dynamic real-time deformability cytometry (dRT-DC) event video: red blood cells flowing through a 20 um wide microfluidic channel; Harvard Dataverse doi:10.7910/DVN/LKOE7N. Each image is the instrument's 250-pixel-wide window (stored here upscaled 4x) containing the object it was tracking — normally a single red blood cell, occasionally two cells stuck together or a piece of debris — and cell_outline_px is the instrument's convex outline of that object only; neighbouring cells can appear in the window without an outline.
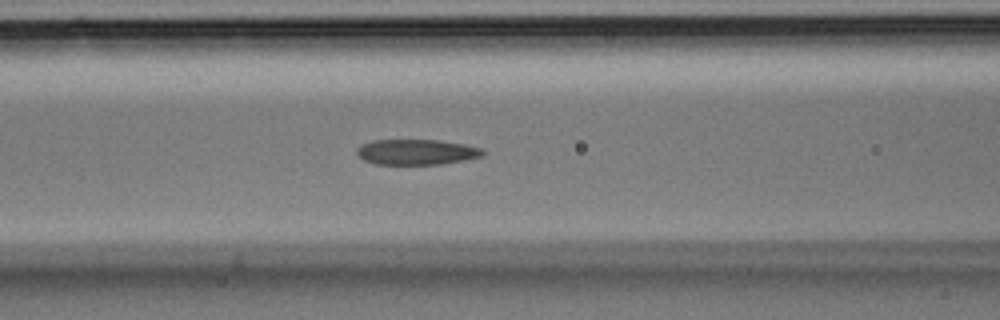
{"species": "Egyptian fruit bat (a non-hibernating species)", "species_latin": "Rousettus aegyptiacus", "temperature_condition": "room temperature", "stored_images_in_passage": 35, "camera_frame_rate_fps": 3000, "um_per_image_px": 0.085, "animal": {"sex": "male"}, "frame": {"image": 1, "passage_image": 14, "time_ms": 4.333, "image_size_px": [1000, 320], "cell_outline_px": [[484, 152], [480, 156], [464, 160], [440, 164], [376, 164], [364, 160], [356, 152], [356, 148], [360, 144], [372, 140], [440, 140], [464, 144], [484, 148]], "centroid_in_image_um": [35.38, 12.91], "position_along_channel_um": 131.2, "area_um2": 18.67}}
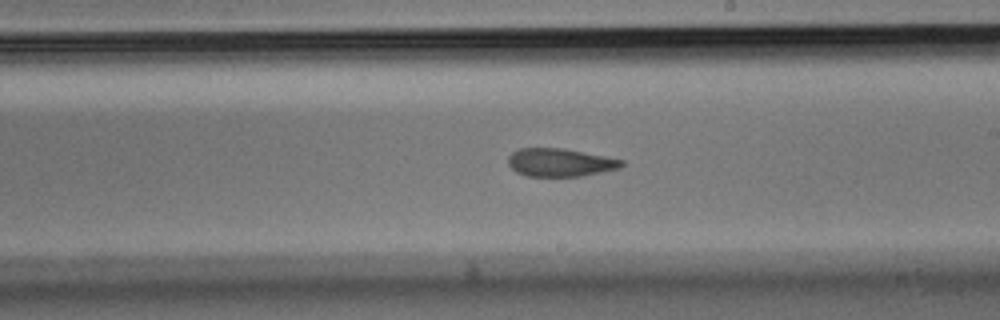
{"frame": {"image": 2, "passage_image": 20, "time_ms": 6.333, "image_size_px": [1000, 320], "cell_outline_px": [[624, 164], [620, 168], [580, 176], [528, 176], [516, 172], [508, 164], [508, 156], [512, 152], [520, 148], [564, 148], [624, 160]], "centroid_in_image_um": [47.59, 13.8], "position_along_channel_um": 241.4, "area_um2": 18.5}}
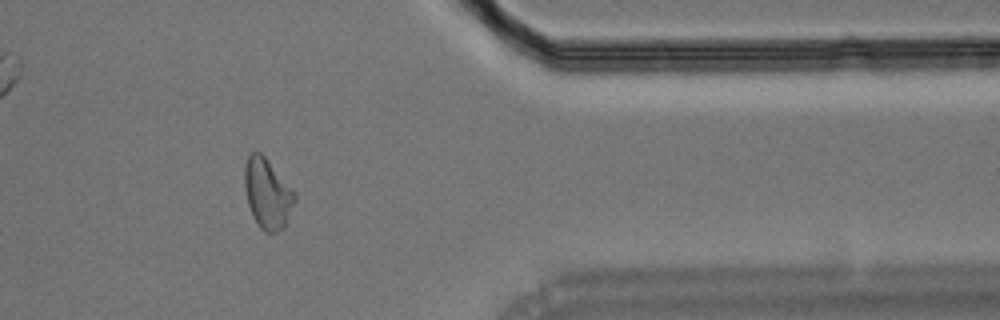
{"frame": {"image": 3, "passage_image": 29, "time_ms": 9.333, "image_size_px": [1000, 320], "cell_outline_px": [[296, 200], [284, 228], [276, 232], [264, 232], [260, 228], [248, 204], [244, 188], [244, 168], [248, 156], [252, 152], [260, 152], [264, 156], [296, 192]], "centroid_in_image_um": [22.74, 16.45], "position_along_channel_um": 388.7, "area_um2": 20.4}}